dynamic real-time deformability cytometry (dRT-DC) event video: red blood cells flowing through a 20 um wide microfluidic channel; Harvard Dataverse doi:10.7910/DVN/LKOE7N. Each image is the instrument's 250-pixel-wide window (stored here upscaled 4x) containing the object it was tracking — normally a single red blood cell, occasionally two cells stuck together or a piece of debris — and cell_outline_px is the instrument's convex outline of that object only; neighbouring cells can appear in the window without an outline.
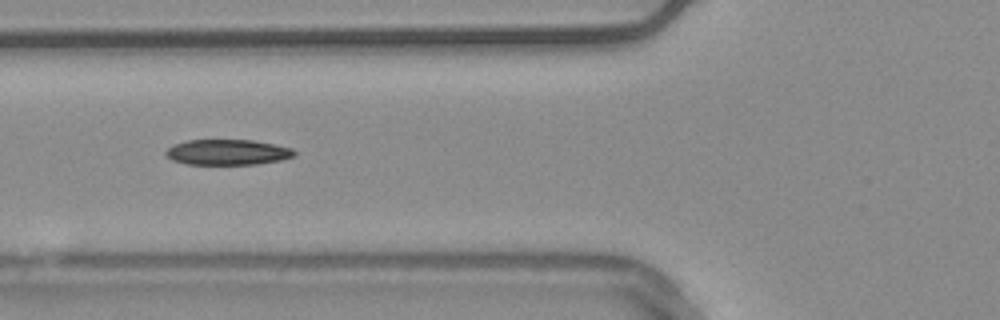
{"species": "common noctule bat (a hibernating species)", "species_latin": "Nyctalus noctula", "temperature_condition": "warm", "stored_images_in_passage": 18, "camera_frame_rate_fps": 3000, "um_per_image_px": 0.085, "animal": {"sex": "male", "body_mass_g": 20.4}, "frame": {"image": 1, "passage_image": 8, "time_ms": 2.333, "image_size_px": [1000, 320], "cell_outline_px": [[296, 156], [280, 160], [256, 164], [188, 164], [172, 160], [164, 152], [172, 144], [188, 140], [252, 140], [292, 148], [296, 152]], "centroid_in_image_um": [19.34, 12.93], "position_along_channel_um": 106.5, "area_um2": 19.02}}